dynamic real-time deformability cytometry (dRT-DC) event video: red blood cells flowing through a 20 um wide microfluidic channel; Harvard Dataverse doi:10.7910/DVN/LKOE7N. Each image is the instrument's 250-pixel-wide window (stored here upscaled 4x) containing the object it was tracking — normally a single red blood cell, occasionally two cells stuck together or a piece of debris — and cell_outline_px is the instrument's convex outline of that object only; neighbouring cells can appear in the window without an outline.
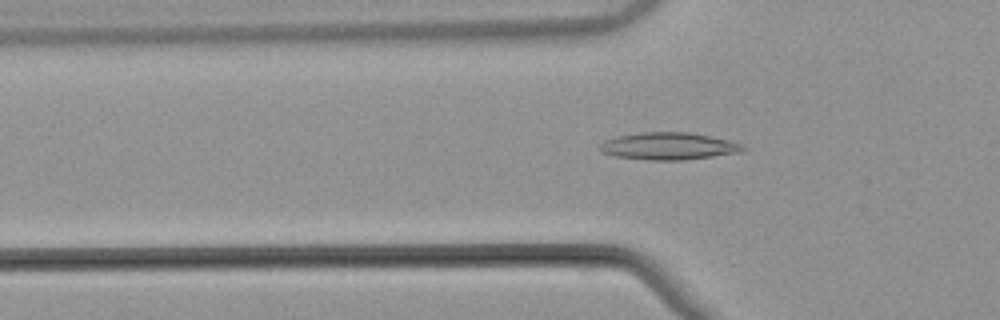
{"species": "common noctule bat (a hibernating species)", "species_latin": "Nyctalus noctula", "temperature_condition": "warm", "stored_images_in_passage": 53, "camera_frame_rate_fps": 3000, "um_per_image_px": 0.085, "animal": {"sex": "male", "body_mass_g": 21.5, "forearm_length_mm": 52.0}, "frame": {"image": 1, "passage_image": 18, "time_ms": 5.667, "image_size_px": [1000, 320], "cell_outline_px": [[748, 148], [744, 152], [684, 160], [648, 160], [616, 156], [600, 152], [600, 144], [604, 140], [616, 136], [640, 132], [688, 132], [728, 140], [744, 144]], "centroid_in_image_um": [56.86, 12.42], "position_along_channel_um": 68.9, "area_um2": 22.89}}
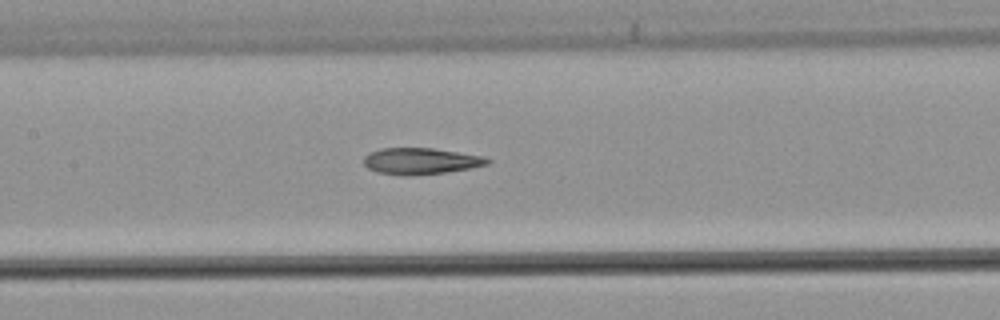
{"frame": {"image": 2, "passage_image": 26, "time_ms": 8.333, "image_size_px": [1000, 320], "cell_outline_px": [[492, 160], [488, 164], [472, 168], [444, 172], [376, 172], [368, 168], [364, 164], [364, 156], [368, 152], [380, 148], [432, 148], [484, 156]], "centroid_in_image_um": [35.8, 13.63], "position_along_channel_um": 171.6, "area_um2": 18.09}}
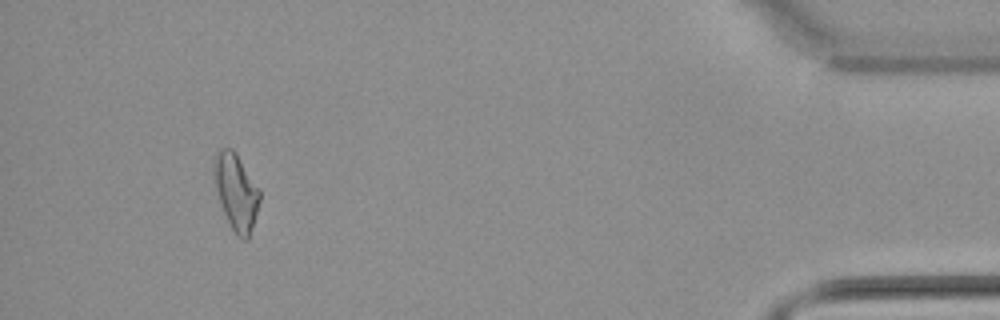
{"frame": {"image": 3, "passage_image": 50, "time_ms": 16.333, "image_size_px": [1000, 320], "cell_outline_px": [[260, 200], [248, 240], [244, 240], [236, 236], [224, 212], [216, 188], [216, 152], [220, 148], [232, 148], [236, 152], [260, 192]], "centroid_in_image_um": [20.1, 16.33], "position_along_channel_um": 415.1, "area_um2": 19.42}, "authors_computed_cell_mechanics": {"area_um2": 19.7098, "velocity_mm_per_s": 3.8482, "shape_relaxation_time_tau1_ms": null, "shape_relaxation_time_tau2_ms": 3.8241, "deformation_change_tau1": null, "deformation_change_tau2": 0.1324}}